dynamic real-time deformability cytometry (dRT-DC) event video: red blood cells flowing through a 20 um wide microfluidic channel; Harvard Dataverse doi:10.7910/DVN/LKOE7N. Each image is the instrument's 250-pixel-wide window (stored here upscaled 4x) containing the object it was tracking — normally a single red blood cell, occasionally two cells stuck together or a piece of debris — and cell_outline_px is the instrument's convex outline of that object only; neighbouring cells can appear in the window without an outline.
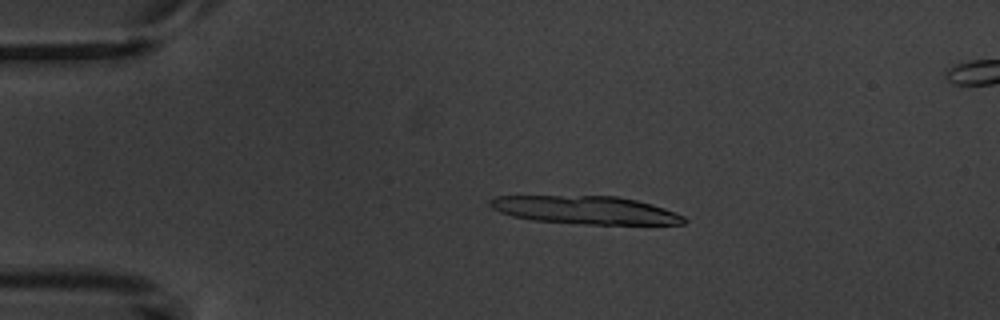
{"species": "common noctule bat (a hibernating species)", "species_latin": "Nyctalus noctula", "temperature_condition": "warm", "stored_images_in_passage": 6, "camera_frame_rate_fps": 3000, "um_per_image_px": 0.085, "animal": {"sex": "male", "body_mass_g": 20.1, "forearm_length_mm": 53.5}, "frame": {"image": 1, "passage_image": 3, "time_ms": 3.0, "image_size_px": [1000, 320], "cell_outline_px": [[688, 220], [684, 224], [584, 224], [532, 220], [512, 216], [500, 212], [492, 208], [488, 204], [488, 200], [496, 196], [616, 196], [636, 200], [652, 204], [676, 212], [684, 216]], "centroid_in_image_um": [49.76, 17.85], "position_along_channel_um": 35.2, "area_um2": 31.73}}